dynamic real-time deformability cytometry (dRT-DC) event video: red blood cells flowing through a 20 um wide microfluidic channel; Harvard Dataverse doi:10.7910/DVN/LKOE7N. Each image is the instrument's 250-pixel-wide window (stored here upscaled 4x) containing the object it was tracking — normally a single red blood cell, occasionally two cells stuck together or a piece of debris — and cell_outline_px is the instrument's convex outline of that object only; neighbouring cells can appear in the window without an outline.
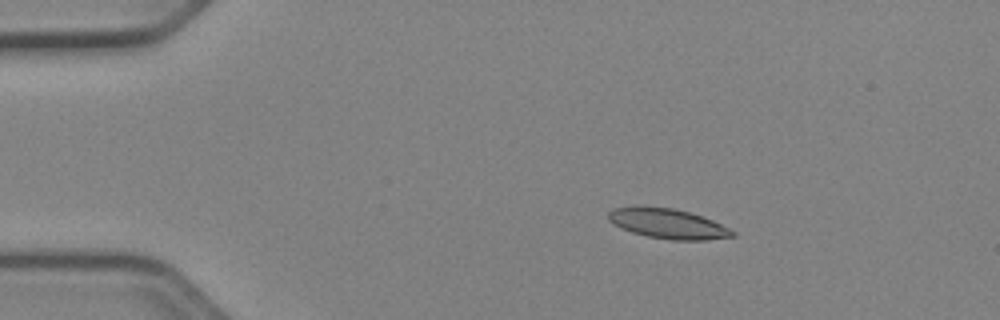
{"species": "Egyptian fruit bat (a non-hibernating species)", "species_latin": "Rousettus aegyptiacus", "temperature_condition": "cold", "stored_images_in_passage": 47, "camera_frame_rate_fps": 3000, "um_per_image_px": 0.085, "animal": {"sex": "female"}, "frame": {"image": 1, "passage_image": 4, "time_ms": 1.0, "image_size_px": [1000, 320], "cell_outline_px": [[736, 236], [708, 240], [672, 240], [648, 236], [632, 232], [620, 228], [612, 224], [608, 220], [608, 212], [612, 208], [636, 204], [644, 204], [672, 208], [688, 212], [712, 220], [736, 232]], "centroid_in_image_um": [56.69, 18.98], "position_along_channel_um": 28.3, "area_um2": 22.14}}
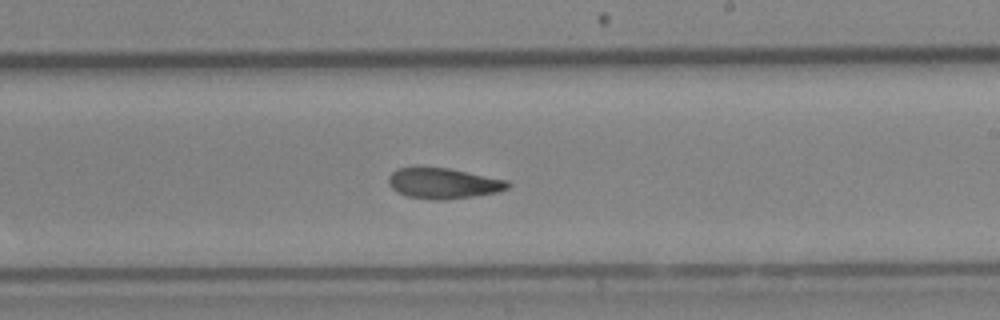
{"frame": {"image": 2, "passage_image": 26, "time_ms": 8.333, "image_size_px": [1000, 320], "cell_outline_px": [[512, 184], [508, 188], [500, 192], [444, 200], [432, 200], [408, 196], [396, 192], [388, 184], [388, 176], [396, 168], [448, 168], [508, 180]], "centroid_in_image_um": [37.7, 15.59], "position_along_channel_um": 251.3, "area_um2": 21.27}}
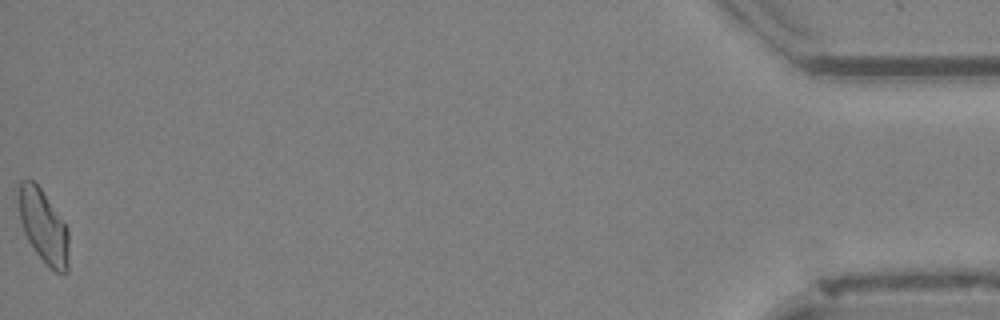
{"frame": {"image": 3, "passage_image": 47, "time_ms": 15.333, "image_size_px": [1000, 320], "cell_outline_px": [[68, 272], [56, 272], [48, 268], [36, 252], [28, 240], [24, 232], [20, 220], [20, 180], [32, 180], [40, 188], [68, 228]], "centroid_in_image_um": [3.72, 19.3], "position_along_channel_um": 431.5, "area_um2": 20.98}, "authors_computed_cell_mechanics": {"area_um2": 21.6172, "velocity_mm_per_s": 3.9472, "shape_relaxation_time_tau1_ms": null, "shape_relaxation_time_tau2_ms": 3.7246, "deformation_change_tau1": null, "deformation_change_tau2": 0.1013}}